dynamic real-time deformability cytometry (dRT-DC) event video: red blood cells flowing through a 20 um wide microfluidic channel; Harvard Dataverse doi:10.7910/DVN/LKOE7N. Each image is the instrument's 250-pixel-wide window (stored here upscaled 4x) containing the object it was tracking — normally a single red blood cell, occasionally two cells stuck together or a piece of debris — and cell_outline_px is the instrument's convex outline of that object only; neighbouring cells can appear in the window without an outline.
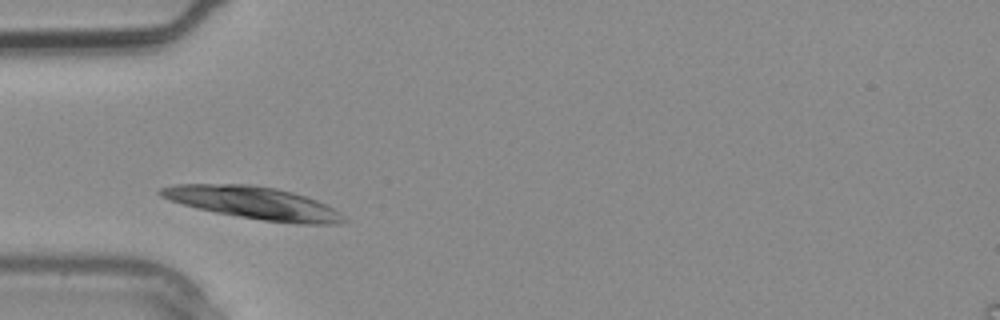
{"species": "common noctule bat (a hibernating species)", "species_latin": "Nyctalus noctula", "temperature_condition": "warm", "stored_images_in_passage": 1, "camera_frame_rate_fps": 3000, "um_per_image_px": 0.085, "animal": {"sex": "male", "body_mass_g": 20.4}, "frame": {"image": 1, "passage_image": 1, "time_ms": 0.0, "image_size_px": [1000, 320], "cell_outline_px": [[348, 220], [344, 224], [296, 224], [264, 220], [216, 212], [168, 200], [160, 196], [156, 192], [160, 188], [176, 184], [248, 184], [276, 188], [308, 196], [340, 212]], "centroid_in_image_um": [21.6, 17.24], "position_along_channel_um": 63.4, "area_um2": 34.45}}